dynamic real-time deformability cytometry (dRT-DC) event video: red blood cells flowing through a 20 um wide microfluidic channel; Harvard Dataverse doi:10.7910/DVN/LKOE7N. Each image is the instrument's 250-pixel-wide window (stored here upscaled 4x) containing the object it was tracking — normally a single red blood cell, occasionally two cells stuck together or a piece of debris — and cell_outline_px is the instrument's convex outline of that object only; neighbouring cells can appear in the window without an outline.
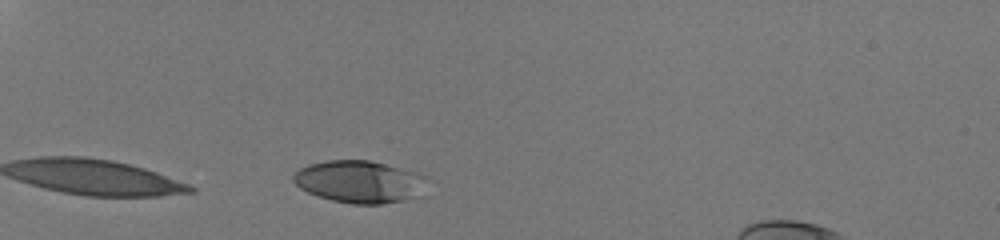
{"species": "human", "species_latin": "Homo sapiens", "temperature_condition": "room temperature", "stored_images_in_passage": 31, "camera_frame_rate_fps": 3000, "um_per_image_px": 0.085, "donor": {"sex": "male"}, "frame": {"image": 1, "passage_image": 1, "time_ms": 0.0, "image_size_px": [1000, 240], "cell_outline_px": [[432, 180], [420, 196], [404, 200], [380, 204], [352, 204], [332, 200], [308, 192], [300, 188], [292, 180], [292, 176], [300, 168], [308, 164], [328, 160], [368, 160], [420, 172], [428, 176]], "centroid_in_image_um": [30.66, 15.44], "position_along_channel_um": 54.3, "area_um2": 33.52}}
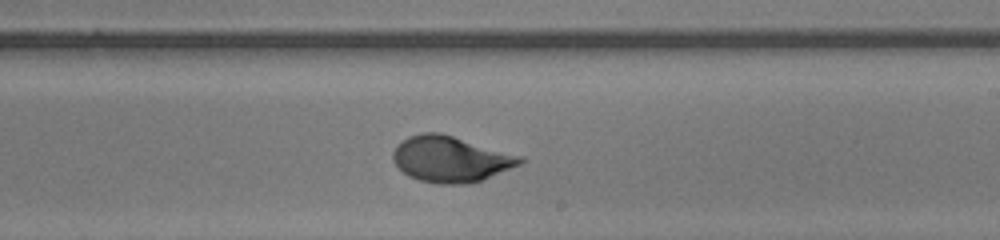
{"frame": {"image": 2, "passage_image": 19, "time_ms": 6.0, "image_size_px": [1000, 240], "cell_outline_px": [[524, 160], [520, 164], [480, 180], [468, 184], [436, 184], [420, 180], [408, 176], [392, 160], [392, 152], [408, 136], [420, 132], [440, 132], [524, 156]], "centroid_in_image_um": [38.3, 13.51], "position_along_channel_um": 250.7, "area_um2": 33.87}}
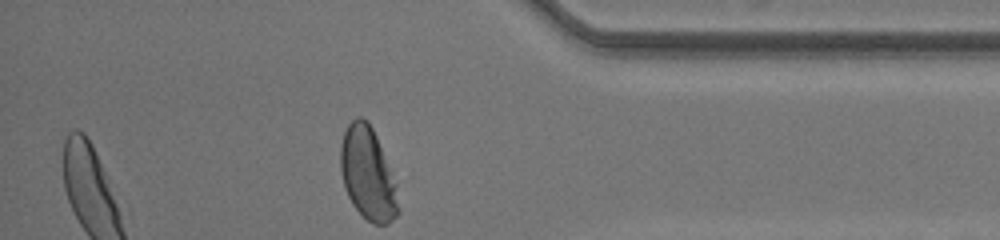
{"frame": {"image": 3, "passage_image": 31, "time_ms": 10.0, "image_size_px": [1000, 240], "cell_outline_px": [[400, 212], [388, 224], [372, 224], [352, 204], [344, 188], [340, 172], [340, 144], [344, 132], [348, 124], [356, 116], [360, 116], [368, 120], [376, 136], [396, 184], [400, 208]], "centroid_in_image_um": [31.25, 14.77], "position_along_channel_um": 404.0, "area_um2": 31.27}, "authors_computed_cell_mechanics": {"area_um2": 33.0038, "velocity_mm_per_s": 4.0814, "shape_relaxation_time_tau1_ms": 2.9822, "shape_relaxation_time_tau2_ms": null, "deformation_change_tau1": 0.1752, "deformation_change_tau2": null}}